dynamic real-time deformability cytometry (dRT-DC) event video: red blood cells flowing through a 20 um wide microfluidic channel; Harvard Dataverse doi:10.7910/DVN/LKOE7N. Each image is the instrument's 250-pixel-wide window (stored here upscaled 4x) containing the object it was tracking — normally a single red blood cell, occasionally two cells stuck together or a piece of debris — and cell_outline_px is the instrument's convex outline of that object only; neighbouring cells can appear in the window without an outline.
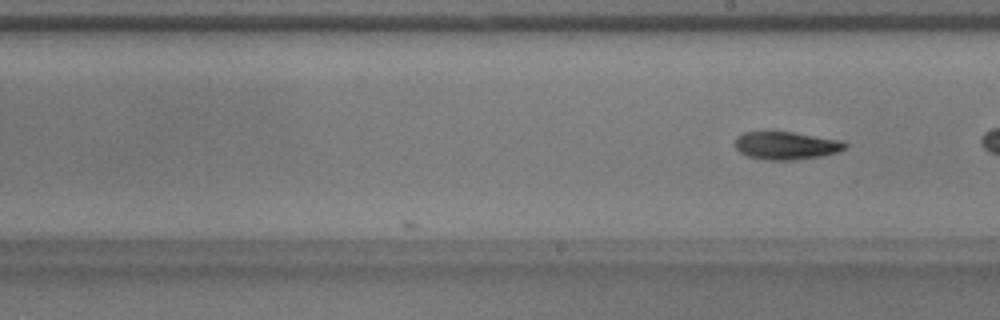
{"species": "common noctule bat (a hibernating species)", "species_latin": "Nyctalus noctula", "temperature_condition": "warm", "stored_images_in_passage": 12, "camera_frame_rate_fps": 3000, "um_per_image_px": 0.085, "animal": {"sex": "male", "body_mass_g": 17.9}, "frame": {"image": 1, "passage_image": 12, "time_ms": 3.667, "image_size_px": [1000, 320], "cell_outline_px": [[848, 144], [844, 148], [836, 152], [820, 156], [792, 160], [768, 160], [748, 156], [740, 152], [736, 148], [736, 136], [744, 132], [792, 132], [844, 140]], "centroid_in_image_um": [66.83, 12.36], "position_along_channel_um": 222.2, "area_um2": 17.74}}